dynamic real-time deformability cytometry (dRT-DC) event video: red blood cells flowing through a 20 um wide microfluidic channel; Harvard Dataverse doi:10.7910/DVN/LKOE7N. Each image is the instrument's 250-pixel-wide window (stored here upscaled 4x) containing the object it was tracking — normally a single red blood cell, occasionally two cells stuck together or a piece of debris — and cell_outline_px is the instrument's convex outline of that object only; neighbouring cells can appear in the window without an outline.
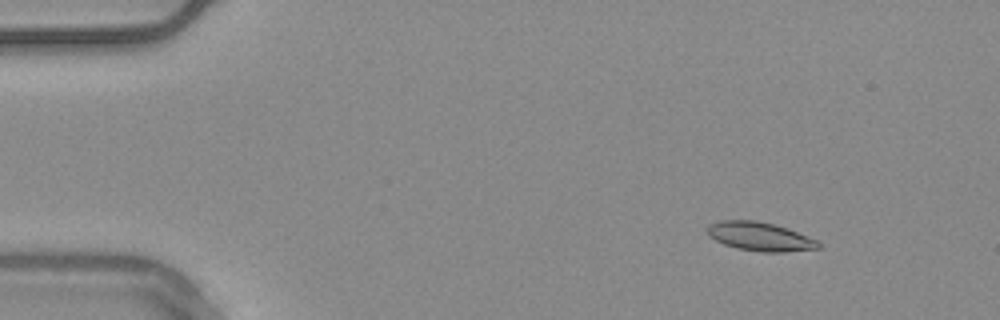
{"species": "common noctule bat (a hibernating species)", "species_latin": "Nyctalus noctula", "temperature_condition": "warm", "stored_images_in_passage": 49, "camera_frame_rate_fps": 3000, "um_per_image_px": 0.085, "animal": {"sex": "male", "body_mass_g": 20.4}, "frame": {"image": 1, "passage_image": 1, "time_ms": 0.0, "image_size_px": [1000, 320], "cell_outline_px": [[820, 248], [784, 252], [760, 252], [736, 248], [724, 244], [708, 236], [708, 224], [720, 220], [756, 220], [772, 224], [796, 232], [816, 240], [820, 244]], "centroid_in_image_um": [64.54, 20.11], "position_along_channel_um": 20.5, "area_um2": 18.38}}
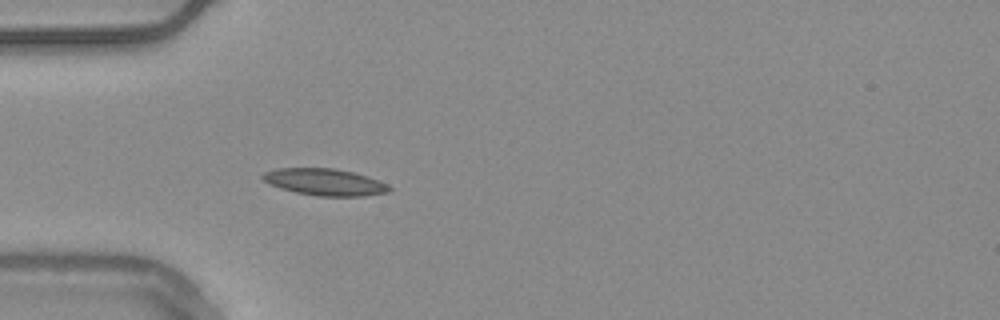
{"frame": {"image": 2, "passage_image": 11, "time_ms": 3.333, "image_size_px": [1000, 320], "cell_outline_px": [[392, 188], [388, 192], [364, 196], [316, 196], [296, 192], [280, 188], [268, 184], [260, 176], [264, 172], [276, 168], [336, 168], [368, 176], [388, 184]], "centroid_in_image_um": [27.6, 15.47], "position_along_channel_um": 57.4, "area_um2": 19.88}}
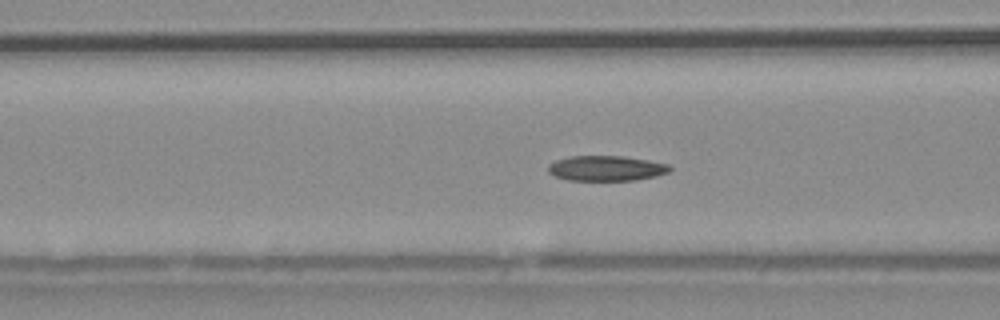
{"frame": {"image": 3, "passage_image": 16, "time_ms": 5.0, "image_size_px": [1000, 320], "cell_outline_px": [[672, 168], [668, 172], [656, 176], [636, 180], [568, 180], [556, 176], [548, 172], [548, 164], [556, 160], [572, 156], [624, 156], [648, 160], [668, 164]], "centroid_in_image_um": [51.53, 14.3], "position_along_channel_um": 115.1, "area_um2": 17.8}, "authors_computed_cell_mechanics": {"area_um2": 18.0336, "velocity_mm_per_s": 3.7365, "shape_relaxation_time_tau1_ms": 10.7388, "shape_relaxation_time_tau2_ms": 6.6455, "deformation_change_tau1": 0.2082, "deformation_change_tau2": 0.1176}}